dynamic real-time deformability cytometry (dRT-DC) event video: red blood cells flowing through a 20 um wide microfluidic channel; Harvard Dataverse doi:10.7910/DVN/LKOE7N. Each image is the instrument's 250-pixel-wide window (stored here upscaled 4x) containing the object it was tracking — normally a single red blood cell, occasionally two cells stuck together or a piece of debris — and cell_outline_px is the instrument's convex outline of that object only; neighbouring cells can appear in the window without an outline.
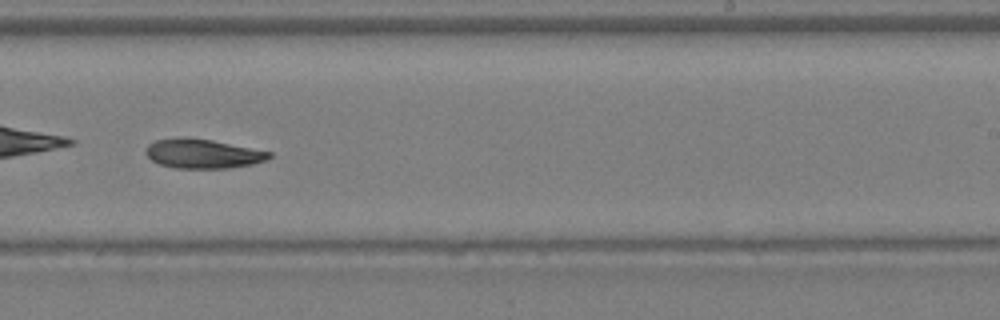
{"species": "Egyptian fruit bat (a non-hibernating species)", "species_latin": "Rousettus aegyptiacus", "temperature_condition": "warm", "stored_images_in_passage": 26, "camera_frame_rate_fps": 3000, "um_per_image_px": 0.085, "animal": {"sex": "female"}, "frame": {"image": 1, "passage_image": 15, "time_ms": 4.667, "image_size_px": [1000, 320], "cell_outline_px": [[272, 156], [268, 160], [252, 164], [228, 168], [176, 168], [160, 164], [152, 160], [144, 152], [144, 148], [148, 144], [156, 140], [180, 136], [212, 140], [272, 152]], "centroid_in_image_um": [17.22, 13.05], "position_along_channel_um": 271.8, "area_um2": 21.21}}
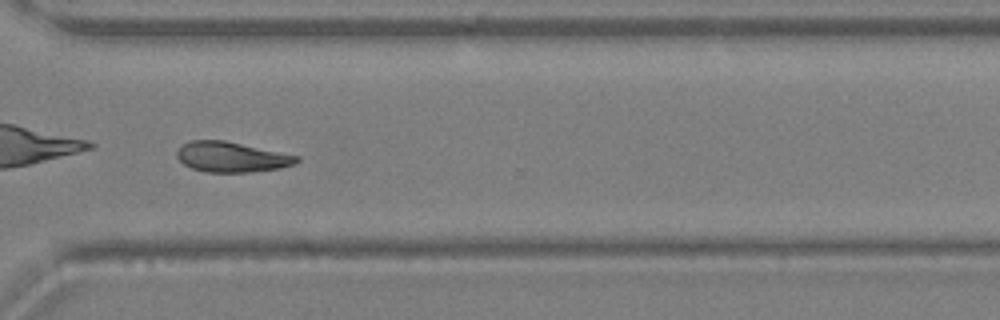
{"frame": {"image": 2, "passage_image": 19, "time_ms": 6.0, "image_size_px": [1000, 320], "cell_outline_px": [[300, 160], [296, 164], [280, 168], [252, 172], [204, 172], [192, 168], [184, 164], [176, 156], [176, 148], [180, 144], [188, 140], [224, 140], [300, 156]], "centroid_in_image_um": [19.65, 13.34], "position_along_channel_um": 350.9, "area_um2": 21.39}}